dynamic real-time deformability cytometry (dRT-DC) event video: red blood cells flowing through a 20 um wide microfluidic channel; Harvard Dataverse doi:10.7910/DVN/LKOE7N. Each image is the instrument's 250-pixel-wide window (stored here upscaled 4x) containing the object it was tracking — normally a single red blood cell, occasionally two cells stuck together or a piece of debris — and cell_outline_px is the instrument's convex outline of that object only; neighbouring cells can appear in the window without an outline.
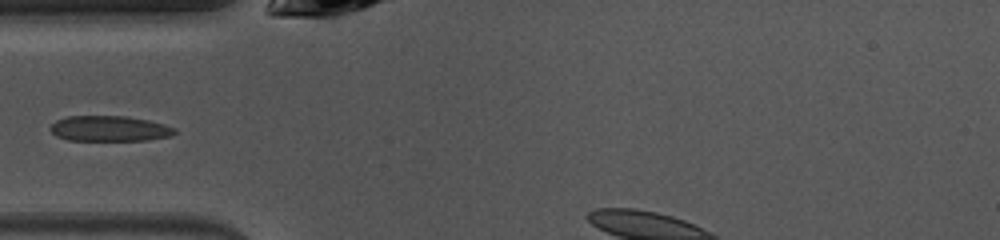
{"species": "common noctule bat (a hibernating species)", "species_latin": "Nyctalus noctula", "temperature_condition": "warm", "stored_images_in_passage": 26, "camera_frame_rate_fps": 3000, "um_per_image_px": 0.085, "animal": {"sex": "female", "body_mass_g": 10.0, "forearm_length_mm": 53.1}, "frame": {"image": 1, "passage_image": 1, "time_ms": 0.0, "image_size_px": [1000, 240], "cell_outline_px": [[176, 132], [172, 136], [148, 140], [68, 140], [56, 136], [48, 128], [56, 120], [68, 116], [128, 116], [148, 120], [164, 124], [176, 128]], "centroid_in_image_um": [9.31, 10.93], "position_along_channel_um": 75.7, "area_um2": 18.55}}
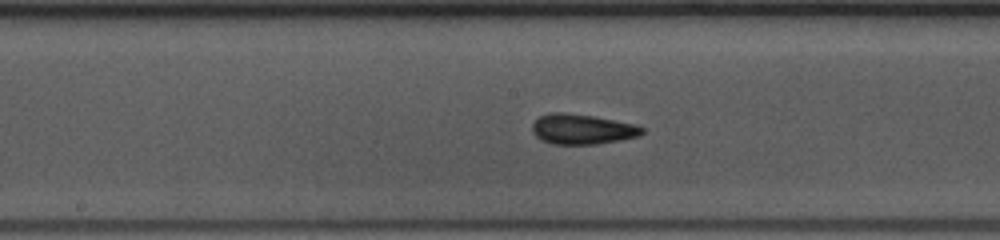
{"frame": {"image": 2, "passage_image": 10, "time_ms": 3.0, "image_size_px": [1000, 240], "cell_outline_px": [[644, 132], [640, 136], [620, 140], [596, 144], [552, 144], [540, 140], [532, 132], [532, 124], [540, 116], [552, 112], [564, 112], [592, 116], [636, 124], [644, 128]], "centroid_in_image_um": [49.48, 10.98], "position_along_channel_um": 198.7, "area_um2": 19.36}}
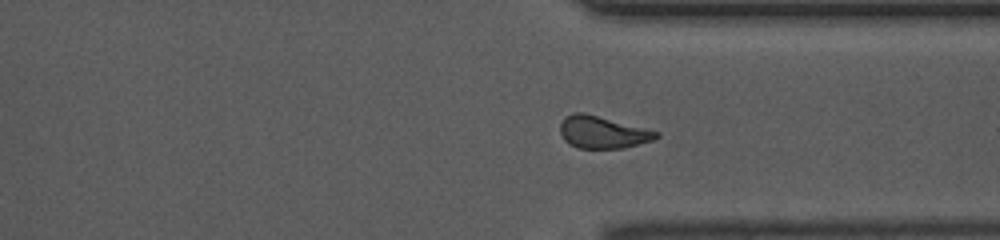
{"frame": {"image": 3, "passage_image": 22, "time_ms": 7.0, "image_size_px": [1000, 240], "cell_outline_px": [[660, 136], [652, 140], [624, 148], [580, 148], [568, 144], [564, 140], [560, 132], [560, 124], [564, 116], [576, 112], [584, 112], [660, 132]], "centroid_in_image_um": [51.19, 11.23], "position_along_channel_um": 360.2, "area_um2": 18.03}}